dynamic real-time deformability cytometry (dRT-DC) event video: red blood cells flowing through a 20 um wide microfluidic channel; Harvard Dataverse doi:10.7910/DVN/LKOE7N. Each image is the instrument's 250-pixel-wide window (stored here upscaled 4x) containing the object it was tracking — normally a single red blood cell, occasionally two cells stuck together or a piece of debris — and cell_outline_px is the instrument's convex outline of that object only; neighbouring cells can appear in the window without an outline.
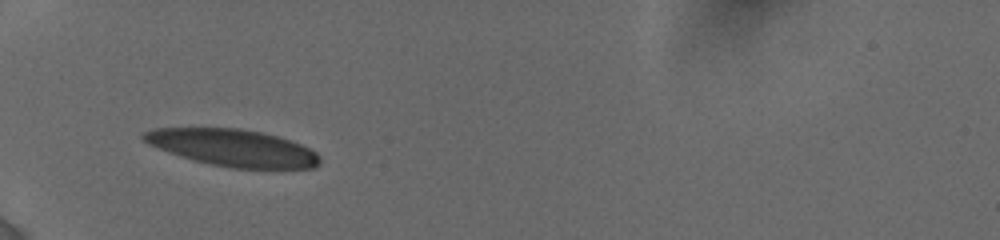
{"species": "human", "species_latin": "Homo sapiens", "temperature_condition": "cold", "stored_images_in_passage": 49, "camera_frame_rate_fps": 3000, "um_per_image_px": 0.085, "donor": {"sex": "female"}, "frame": {"image": 1, "passage_image": 1, "time_ms": 0.0, "image_size_px": [1000, 240], "cell_outline_px": [[320, 164], [316, 168], [232, 168], [208, 164], [192, 160], [168, 152], [148, 144], [140, 136], [144, 132], [152, 128], [240, 128], [260, 132], [276, 136], [300, 144], [316, 152], [320, 156]], "centroid_in_image_um": [19.77, 12.56], "position_along_channel_um": 65.2, "area_um2": 37.92}}
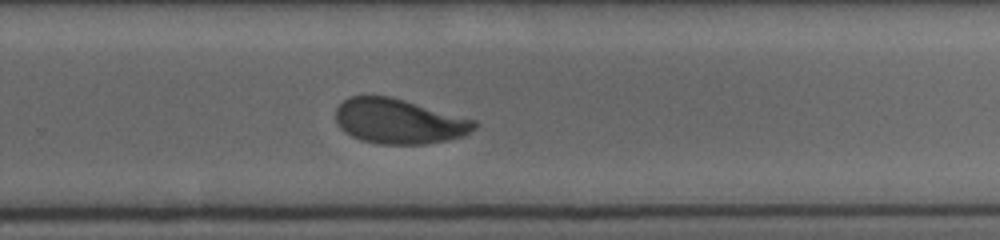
{"frame": {"image": 2, "passage_image": 29, "time_ms": 6.333, "image_size_px": [1000, 240], "cell_outline_px": [[476, 128], [464, 136], [448, 140], [424, 144], [376, 144], [360, 140], [344, 132], [336, 124], [336, 108], [348, 96], [392, 96], [476, 120]], "centroid_in_image_um": [33.9, 10.31], "position_along_channel_um": 295.9, "area_um2": 36.59}}
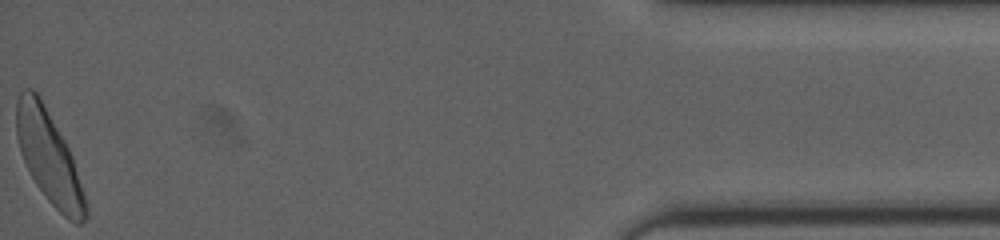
{"frame": {"image": 3, "passage_image": 49, "time_ms": 11.667, "image_size_px": [1000, 240], "cell_outline_px": [[88, 216], [80, 224], [76, 224], [68, 220], [48, 200], [36, 184], [20, 152], [16, 136], [16, 100], [20, 92], [24, 88], [32, 88], [40, 96], [64, 140], [72, 156], [84, 192], [88, 208]], "centroid_in_image_um": [4.16, 13.35], "position_along_channel_um": 431.0, "area_um2": 36.93}, "authors_computed_cell_mechanics": {"area_um2": 37.3388, "velocity_mm_per_s": 3.8364, "shape_relaxation_time_tau1_ms": 4.6875, "shape_relaxation_time_tau2_ms": 1.2754, "deformation_change_tau1": 0.1603, "deformation_change_tau2": 0.0699}}